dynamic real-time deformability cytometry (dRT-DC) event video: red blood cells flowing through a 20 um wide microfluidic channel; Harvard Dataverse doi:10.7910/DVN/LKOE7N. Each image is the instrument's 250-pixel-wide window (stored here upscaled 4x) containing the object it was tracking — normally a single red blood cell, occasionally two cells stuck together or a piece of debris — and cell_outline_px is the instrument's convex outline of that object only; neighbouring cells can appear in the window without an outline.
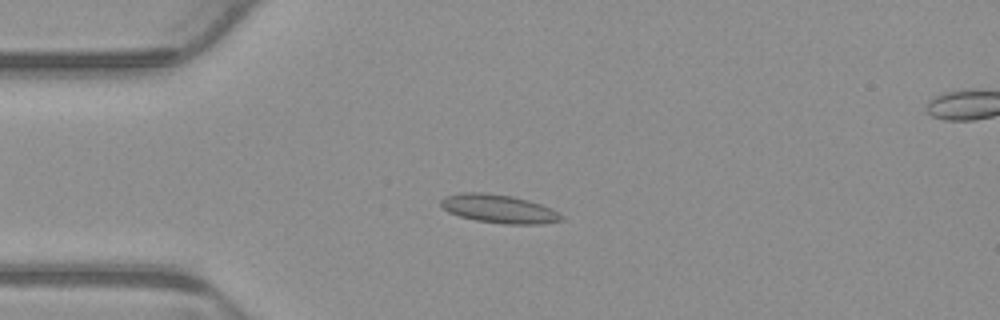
{"species": "common noctule bat (a hibernating species)", "species_latin": "Nyctalus noctula", "temperature_condition": "warm", "stored_images_in_passage": 5, "camera_frame_rate_fps": 3000, "um_per_image_px": 0.085, "animal": {"sex": "male", "body_mass_g": 23.1, "forearm_length_mm": 52.7}, "frame": {"image": 1, "passage_image": 2, "time_ms": 0.333, "image_size_px": [1000, 320], "cell_outline_px": [[564, 220], [540, 224], [504, 224], [476, 220], [460, 216], [448, 212], [440, 204], [440, 200], [444, 196], [460, 192], [484, 192], [512, 196], [528, 200], [552, 208], [564, 216]], "centroid_in_image_um": [42.41, 17.74], "position_along_channel_um": 42.6, "area_um2": 20.11}}
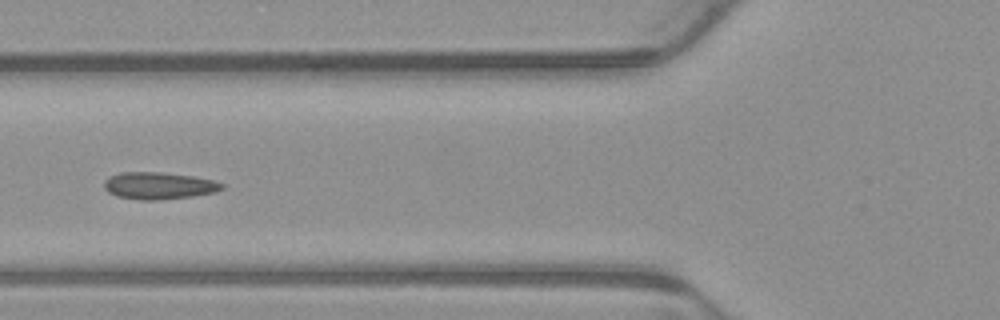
{"frame": {"image": 2, "passage_image": 4, "time_ms": 1.0, "image_size_px": [1000, 320], "cell_outline_px": [[224, 188], [216, 192], [192, 196], [160, 200], [140, 200], [116, 196], [108, 192], [104, 188], [104, 180], [120, 172], [160, 172], [192, 176], [212, 180], [224, 184]], "centroid_in_image_um": [13.49, 15.79], "position_along_channel_um": 112.3, "area_um2": 18.55}}
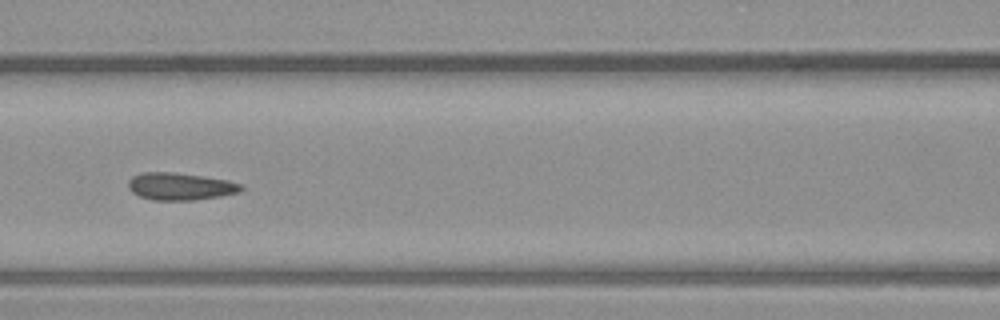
{"frame": {"image": 3, "passage_image": 5, "time_ms": 1.333, "image_size_px": [1000, 320], "cell_outline_px": [[244, 188], [240, 192], [220, 196], [192, 200], [152, 200], [140, 196], [132, 192], [128, 188], [128, 180], [132, 176], [140, 172], [172, 172], [204, 176], [228, 180], [244, 184]], "centroid_in_image_um": [15.33, 15.83], "position_along_channel_um": 151.3, "area_um2": 18.15}}